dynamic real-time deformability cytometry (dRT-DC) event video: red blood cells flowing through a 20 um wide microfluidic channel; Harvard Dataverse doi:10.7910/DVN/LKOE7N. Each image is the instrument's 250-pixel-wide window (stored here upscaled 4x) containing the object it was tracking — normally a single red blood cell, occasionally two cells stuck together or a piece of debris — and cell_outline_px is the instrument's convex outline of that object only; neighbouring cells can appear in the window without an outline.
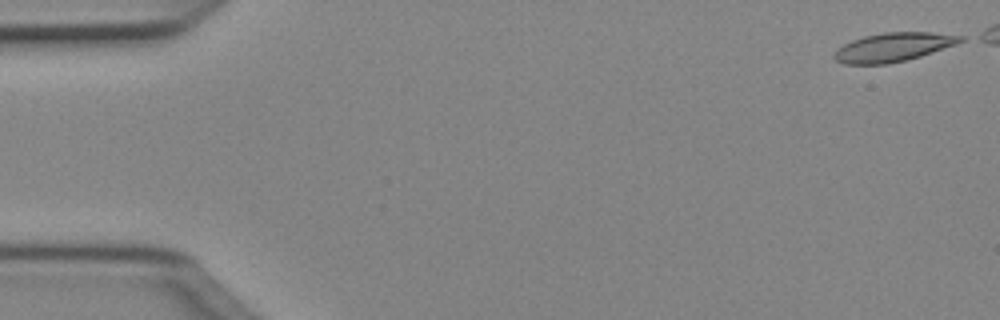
{"species": "Egyptian fruit bat (a non-hibernating species)", "species_latin": "Rousettus aegyptiacus", "temperature_condition": "cold", "stored_images_in_passage": 44, "camera_frame_rate_fps": 3000, "um_per_image_px": 0.085, "animal": {"sex": "female"}, "frame": {"image": 1, "passage_image": 1, "time_ms": 0.0, "image_size_px": [1000, 320], "cell_outline_px": [[964, 40], [956, 44], [920, 56], [888, 64], [844, 64], [836, 60], [832, 56], [836, 48], [852, 40], [864, 36], [884, 32], [932, 32], [964, 36]], "centroid_in_image_um": [75.89, 4.0], "position_along_channel_um": 9.1, "area_um2": 21.15}}
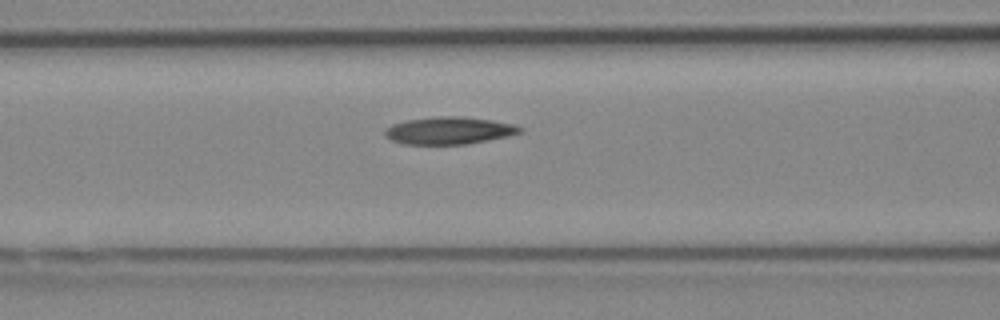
{"frame": {"image": 2, "passage_image": 20, "time_ms": 6.333, "image_size_px": [1000, 320], "cell_outline_px": [[524, 132], [508, 136], [488, 140], [464, 144], [404, 144], [392, 140], [384, 136], [384, 132], [392, 124], [408, 120], [436, 116], [460, 116], [492, 120], [512, 124], [524, 128]], "centroid_in_image_um": [38.2, 11.09], "position_along_channel_um": 128.4, "area_um2": 21.44}}
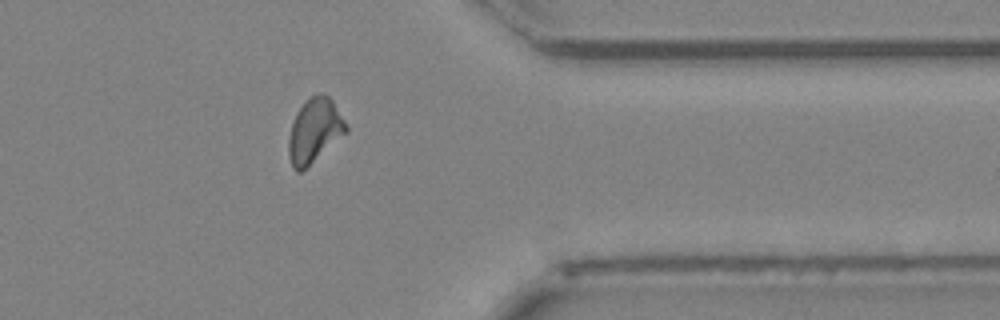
{"frame": {"image": 3, "passage_image": 40, "time_ms": 13.0, "image_size_px": [1000, 320], "cell_outline_px": [[348, 132], [300, 172], [296, 172], [292, 168], [288, 156], [288, 140], [292, 124], [300, 108], [312, 96], [320, 92], [324, 92], [332, 100], [344, 120], [348, 128]], "centroid_in_image_um": [26.73, 11.12], "position_along_channel_um": 384.7, "area_um2": 21.15}, "authors_computed_cell_mechanics": {"area_um2": 21.1548, "velocity_mm_per_s": 4.0343, "shape_relaxation_time_tau1_ms": null, "shape_relaxation_time_tau2_ms": 5.0377, "deformation_change_tau1": null, "deformation_change_tau2": 0.1323}}